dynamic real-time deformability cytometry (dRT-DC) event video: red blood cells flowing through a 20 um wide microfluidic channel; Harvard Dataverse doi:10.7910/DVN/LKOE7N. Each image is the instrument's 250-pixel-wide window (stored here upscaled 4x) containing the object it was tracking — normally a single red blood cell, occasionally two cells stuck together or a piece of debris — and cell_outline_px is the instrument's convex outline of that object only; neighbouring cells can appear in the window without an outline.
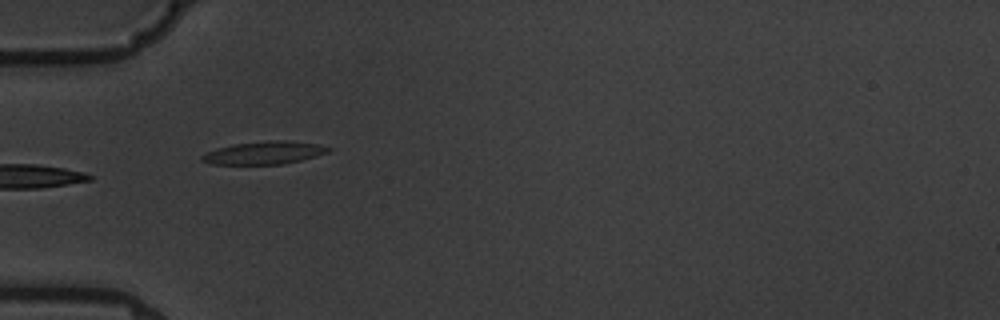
{"species": "common noctule bat (a hibernating species)", "species_latin": "Nyctalus noctula", "temperature_condition": "warm", "stored_images_in_passage": 8, "camera_frame_rate_fps": 3000, "um_per_image_px": 0.085, "animal": {"sex": "male", "body_mass_g": 19.5, "forearm_length_mm": 54.6}, "frame": {"image": 1, "passage_image": 5, "time_ms": 4.667, "image_size_px": [1000, 320], "cell_outline_px": [[332, 148], [328, 152], [316, 156], [284, 164], [212, 164], [200, 160], [200, 156], [216, 148], [232, 144], [268, 140], [288, 140], [316, 144]], "centroid_in_image_um": [22.43, 12.98], "position_along_channel_um": 62.6, "area_um2": 16.82}}
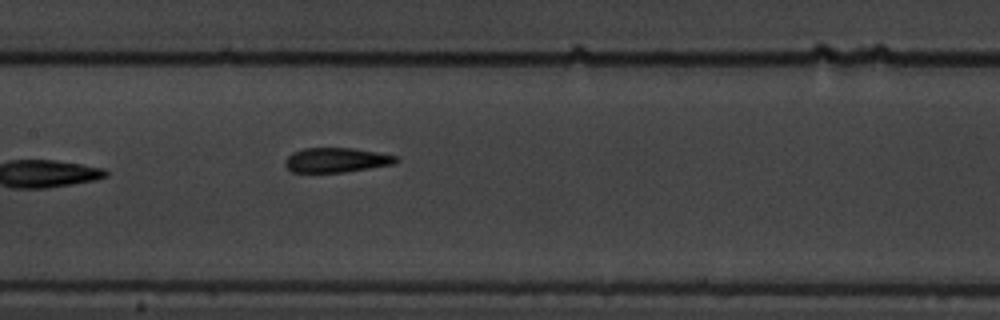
{"frame": {"image": 2, "passage_image": 8, "time_ms": 8.0, "image_size_px": [1000, 320], "cell_outline_px": [[400, 160], [392, 164], [344, 172], [292, 172], [284, 164], [284, 160], [292, 152], [304, 148], [352, 148], [376, 152], [396, 156]], "centroid_in_image_um": [28.55, 13.6], "position_along_channel_um": 178.9, "area_um2": 15.78}}